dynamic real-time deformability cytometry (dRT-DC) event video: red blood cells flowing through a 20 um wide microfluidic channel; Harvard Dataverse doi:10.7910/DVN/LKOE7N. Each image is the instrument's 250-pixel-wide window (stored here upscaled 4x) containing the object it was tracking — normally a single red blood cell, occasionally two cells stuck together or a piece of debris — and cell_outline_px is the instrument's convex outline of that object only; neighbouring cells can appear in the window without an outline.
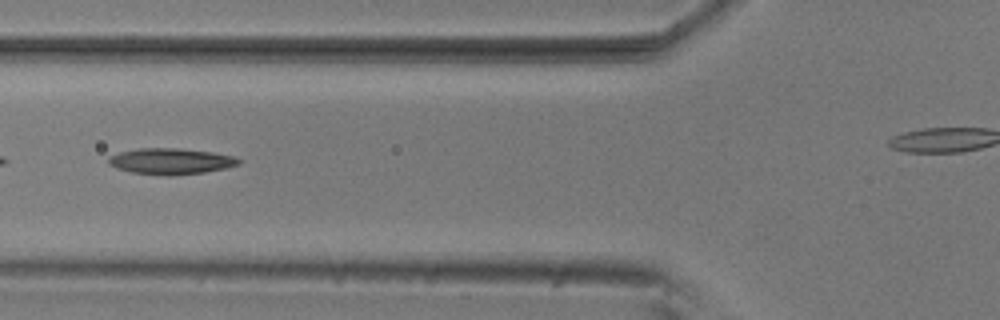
{"species": "common noctule bat (a hibernating species)", "species_latin": "Nyctalus noctula", "temperature_condition": "room temperature", "stored_images_in_passage": 13, "camera_frame_rate_fps": 3000, "um_per_image_px": 0.085, "animal": {"sex": "male", "body_mass_g": 20.5, "forearm_length_mm": 52.5}, "frame": {"image": 1, "passage_image": 3, "time_ms": 0.667, "image_size_px": [1000, 320], "cell_outline_px": [[240, 164], [224, 168], [204, 172], [172, 176], [168, 176], [132, 172], [116, 168], [108, 164], [108, 156], [120, 152], [136, 148], [180, 148], [212, 152], [232, 156], [240, 160]], "centroid_in_image_um": [14.47, 13.7], "position_along_channel_um": 111.3, "area_um2": 19.77}}
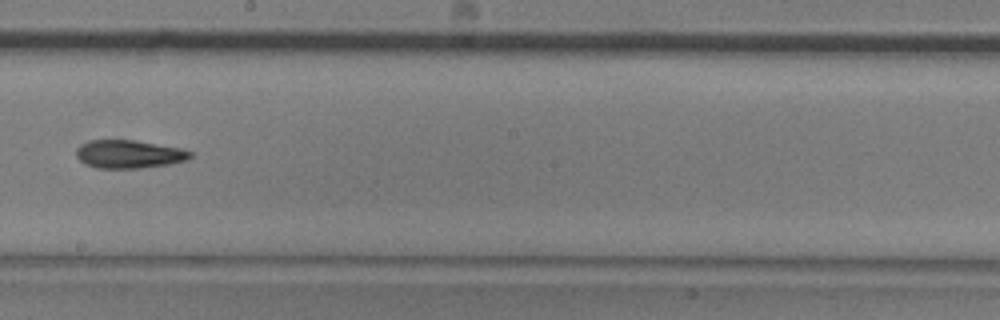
{"frame": {"image": 2, "passage_image": 6, "time_ms": 1.667, "image_size_px": [1000, 320], "cell_outline_px": [[192, 156], [188, 160], [168, 164], [140, 168], [96, 168], [80, 160], [76, 156], [76, 148], [80, 144], [88, 140], [136, 140], [180, 148], [192, 152]], "centroid_in_image_um": [10.95, 13.09], "position_along_channel_um": 237.2, "area_um2": 18.73}}
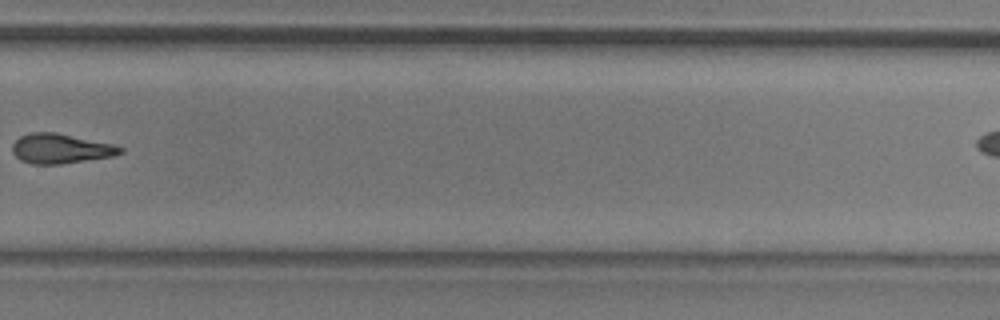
{"frame": {"image": 3, "passage_image": 8, "time_ms": 2.333, "image_size_px": [1000, 320], "cell_outline_px": [[124, 152], [112, 156], [60, 164], [32, 164], [20, 160], [12, 152], [12, 144], [20, 136], [28, 132], [56, 132], [112, 144], [124, 148]], "centroid_in_image_um": [5.12, 12.62], "position_along_channel_um": 324.7, "area_um2": 18.67}}